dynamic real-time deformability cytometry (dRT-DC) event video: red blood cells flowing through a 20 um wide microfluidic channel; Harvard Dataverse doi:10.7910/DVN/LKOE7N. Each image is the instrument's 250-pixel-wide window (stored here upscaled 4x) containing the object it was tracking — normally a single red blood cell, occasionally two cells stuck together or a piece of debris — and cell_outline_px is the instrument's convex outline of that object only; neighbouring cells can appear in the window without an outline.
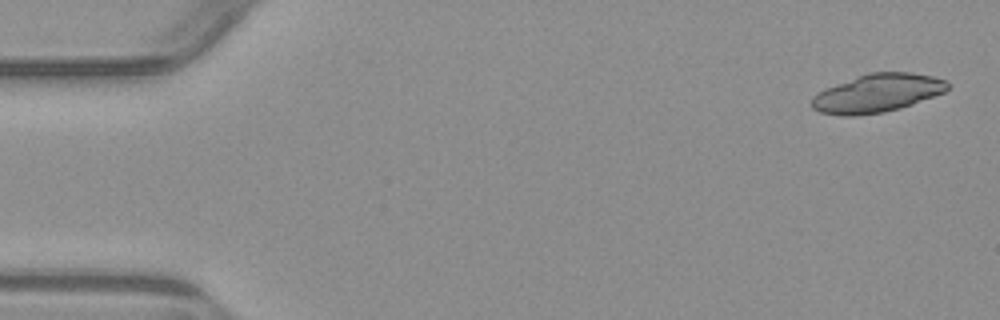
{"species": "common noctule bat (a hibernating species)", "species_latin": "Nyctalus noctula", "temperature_condition": "warm", "stored_images_in_passage": 5, "camera_frame_rate_fps": 3000, "um_per_image_px": 0.085, "animal": {"sex": "male", "body_mass_g": 23.1, "forearm_length_mm": 52.7}, "frame": {"image": 1, "passage_image": 1, "time_ms": 0.0, "image_size_px": [1000, 320], "cell_outline_px": [[948, 88], [944, 92], [912, 104], [900, 108], [884, 112], [856, 116], [844, 116], [820, 112], [812, 108], [812, 96], [816, 92], [824, 88], [856, 76], [868, 72], [912, 72], [932, 76], [944, 80], [948, 84]], "centroid_in_image_um": [74.52, 7.92], "position_along_channel_um": 10.5, "area_um2": 30.4}}